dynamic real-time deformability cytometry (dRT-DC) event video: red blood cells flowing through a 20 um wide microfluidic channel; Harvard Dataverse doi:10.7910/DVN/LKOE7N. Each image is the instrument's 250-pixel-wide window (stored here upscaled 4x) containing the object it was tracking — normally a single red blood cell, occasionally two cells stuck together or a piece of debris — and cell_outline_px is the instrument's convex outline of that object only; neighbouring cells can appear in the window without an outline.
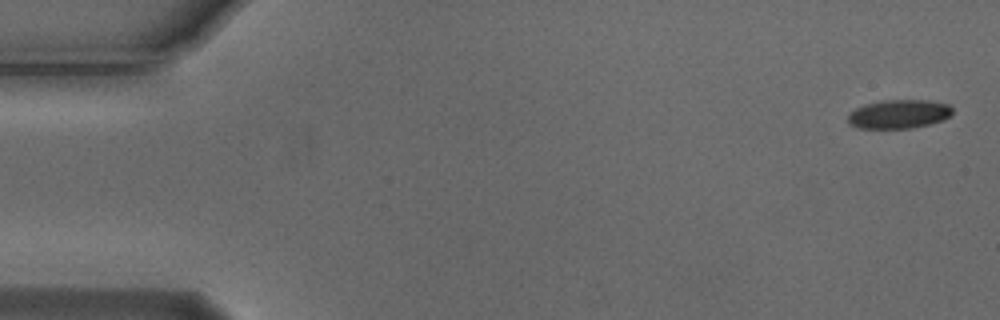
{"species": "Egyptian fruit bat (a non-hibernating species)", "species_latin": "Rousettus aegyptiacus", "temperature_condition": "cold", "stored_images_in_passage": 6, "camera_frame_rate_fps": 3000, "um_per_image_px": 0.085, "animal": {"sex": "male"}, "frame": {"image": 1, "passage_image": 1, "time_ms": 0.0, "image_size_px": [1000, 320], "cell_outline_px": [[952, 112], [944, 120], [912, 128], [856, 128], [848, 124], [848, 112], [864, 104], [884, 100], [928, 100], [948, 104], [952, 108]], "centroid_in_image_um": [76.36, 9.69], "position_along_channel_um": 8.6, "area_um2": 17.63}}
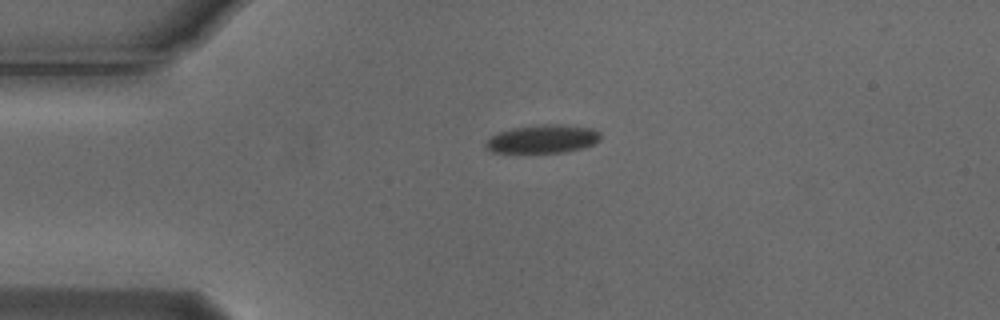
{"frame": {"image": 2, "passage_image": 4, "time_ms": 1.0, "image_size_px": [1000, 320], "cell_outline_px": [[600, 140], [592, 144], [580, 148], [564, 152], [492, 152], [484, 144], [492, 136], [500, 132], [512, 128], [544, 124], [556, 124], [592, 128], [600, 132]], "centroid_in_image_um": [46.15, 11.8], "position_along_channel_um": 38.9, "area_um2": 18.55}}
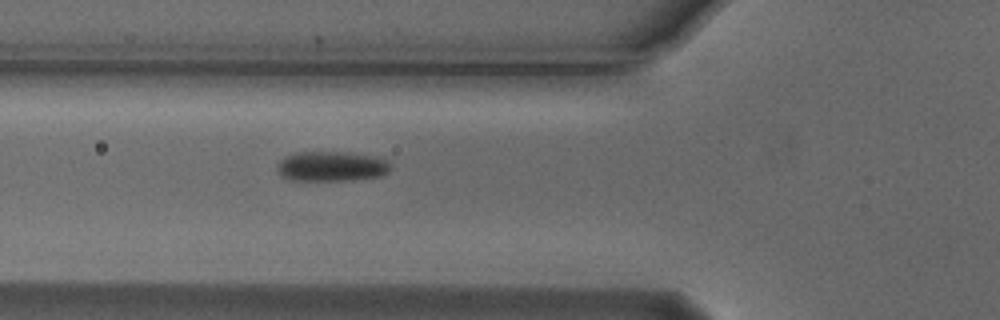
{"frame": {"image": 3, "passage_image": 6, "time_ms": 1.667, "image_size_px": [1000, 320], "cell_outline_px": [[392, 168], [388, 172], [380, 176], [352, 180], [288, 180], [276, 168], [276, 164], [284, 156], [296, 152], [348, 152], [376, 156], [388, 160], [392, 164]], "centroid_in_image_um": [28.21, 14.12], "position_along_channel_um": 97.6, "area_um2": 20.06}}